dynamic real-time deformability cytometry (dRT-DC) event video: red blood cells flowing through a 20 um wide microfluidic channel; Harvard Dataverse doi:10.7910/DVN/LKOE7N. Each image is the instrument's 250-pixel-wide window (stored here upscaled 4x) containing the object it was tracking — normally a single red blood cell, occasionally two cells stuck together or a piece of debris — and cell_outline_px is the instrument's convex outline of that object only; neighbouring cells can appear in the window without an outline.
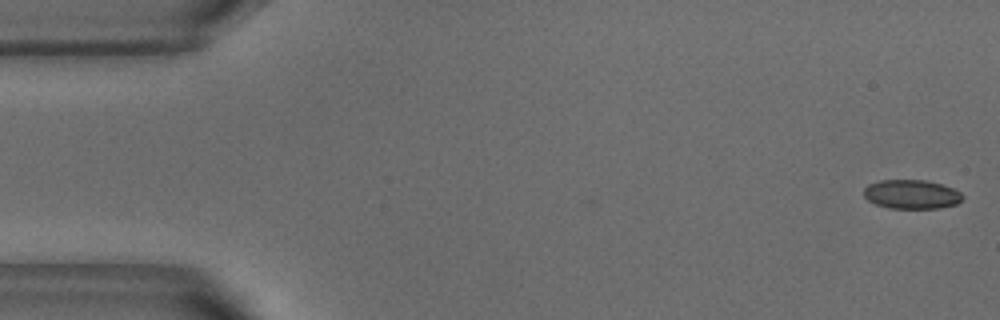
{"species": "common noctule bat (a hibernating species)", "species_latin": "Nyctalus noctula", "temperature_condition": "warm", "stored_images_in_passage": 13, "camera_frame_rate_fps": 3000, "um_per_image_px": 0.085, "animal": {"sex": "male", "body_mass_g": 18.8}, "frame": {"image": 1, "passage_image": 1, "time_ms": 0.0, "image_size_px": [1000, 320], "cell_outline_px": [[964, 196], [956, 204], [940, 208], [888, 208], [876, 204], [868, 200], [864, 196], [864, 188], [868, 184], [880, 180], [924, 180], [940, 184], [952, 188], [960, 192]], "centroid_in_image_um": [77.46, 16.51], "position_along_channel_um": 7.5, "area_um2": 16.65}}
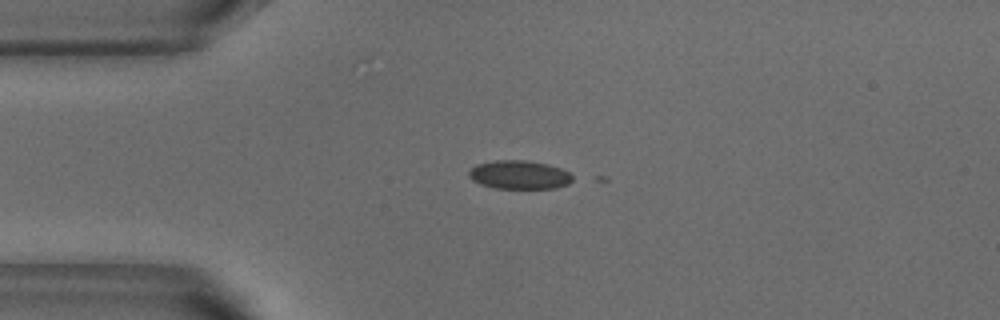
{"frame": {"image": 2, "passage_image": 12, "time_ms": 3.667, "image_size_px": [1000, 320], "cell_outline_px": [[572, 180], [568, 184], [556, 188], [492, 188], [480, 184], [472, 180], [468, 176], [468, 172], [476, 164], [496, 160], [524, 160], [548, 164], [560, 168], [568, 172], [572, 176]], "centroid_in_image_um": [44.11, 14.86], "position_along_channel_um": 40.9, "area_um2": 17.28}}